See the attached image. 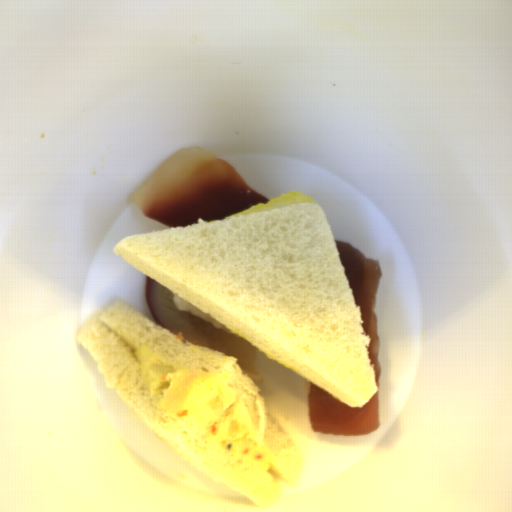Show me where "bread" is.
I'll return each instance as SVG.
<instances>
[{
	"instance_id": "1",
	"label": "bread",
	"mask_w": 512,
	"mask_h": 512,
	"mask_svg": "<svg viewBox=\"0 0 512 512\" xmlns=\"http://www.w3.org/2000/svg\"><path fill=\"white\" fill-rule=\"evenodd\" d=\"M132 268L350 408L378 391L329 219L317 202L147 231L112 247Z\"/></svg>"
},
{
	"instance_id": "2",
	"label": "bread",
	"mask_w": 512,
	"mask_h": 512,
	"mask_svg": "<svg viewBox=\"0 0 512 512\" xmlns=\"http://www.w3.org/2000/svg\"><path fill=\"white\" fill-rule=\"evenodd\" d=\"M74 336L93 357L106 389L114 390L148 429L199 470L261 509H272L277 504L283 485L293 487L300 483L307 458L270 412L261 392L238 363V357L183 340L120 297L113 298L83 322ZM142 347L189 370L228 373L257 435L274 459L273 466L265 473L246 467L156 407L134 354Z\"/></svg>"
}]
</instances>
